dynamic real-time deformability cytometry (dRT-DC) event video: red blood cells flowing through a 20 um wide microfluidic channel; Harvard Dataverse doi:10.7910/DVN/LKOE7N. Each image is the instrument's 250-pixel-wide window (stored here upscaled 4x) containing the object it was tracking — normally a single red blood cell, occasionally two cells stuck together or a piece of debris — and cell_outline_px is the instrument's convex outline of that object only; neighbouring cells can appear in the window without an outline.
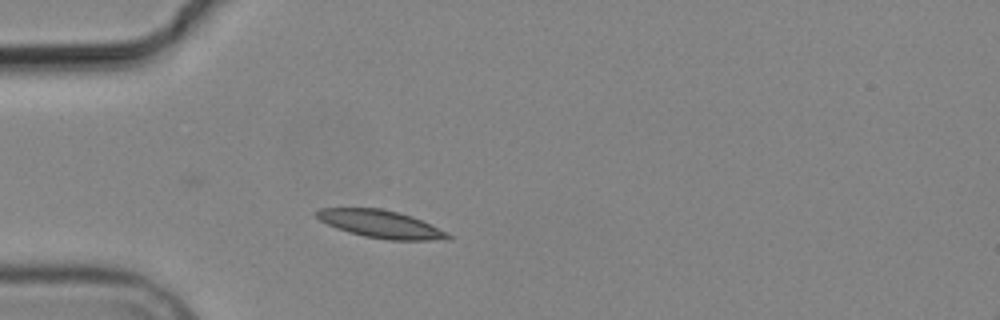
{"species": "common noctule bat (a hibernating species)", "species_latin": "Nyctalus noctula", "temperature_condition": "cold", "stored_images_in_passage": 4, "camera_frame_rate_fps": 3000, "um_per_image_px": 0.085, "animal": {"sex": "male", "body_mass_g": 19.2, "forearm_length_mm": 51.8}, "frame": {"image": 1, "passage_image": 4, "time_ms": 4.667, "image_size_px": [1000, 320], "cell_outline_px": [[452, 240], [388, 240], [364, 236], [348, 232], [336, 228], [320, 220], [316, 216], [316, 212], [320, 208], [380, 208], [412, 216], [448, 232], [452, 236]], "centroid_in_image_um": [32.41, 19.06], "position_along_channel_um": 52.6, "area_um2": 21.15}}